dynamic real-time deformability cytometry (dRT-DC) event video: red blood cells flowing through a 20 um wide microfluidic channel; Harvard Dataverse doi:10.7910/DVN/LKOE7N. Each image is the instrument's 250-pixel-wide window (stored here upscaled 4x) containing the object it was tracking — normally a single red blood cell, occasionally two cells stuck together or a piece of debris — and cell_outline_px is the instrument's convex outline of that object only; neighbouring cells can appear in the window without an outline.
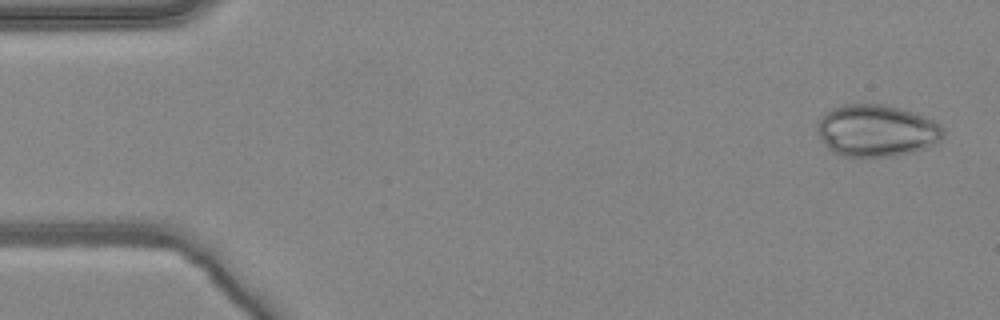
{"species": "common noctule bat (a hibernating species)", "species_latin": "Nyctalus noctula", "temperature_condition": "warm", "stored_images_in_passage": 5, "camera_frame_rate_fps": 3000, "um_per_image_px": 0.085, "animal": {"sex": "female", "body_mass_g": 24.6, "forearm_length_mm": 56.2}, "frame": {"image": 1, "passage_image": 1, "time_ms": 0.0, "image_size_px": [1000, 320], "cell_outline_px": [[944, 136], [936, 144], [912, 152], [892, 156], [844, 156], [832, 152], [824, 144], [816, 128], [816, 124], [820, 116], [832, 108], [844, 104], [884, 104], [900, 108], [924, 116], [940, 124], [944, 132]], "centroid_in_image_um": [74.49, 11.09], "position_along_channel_um": 10.5, "area_um2": 38.21}}